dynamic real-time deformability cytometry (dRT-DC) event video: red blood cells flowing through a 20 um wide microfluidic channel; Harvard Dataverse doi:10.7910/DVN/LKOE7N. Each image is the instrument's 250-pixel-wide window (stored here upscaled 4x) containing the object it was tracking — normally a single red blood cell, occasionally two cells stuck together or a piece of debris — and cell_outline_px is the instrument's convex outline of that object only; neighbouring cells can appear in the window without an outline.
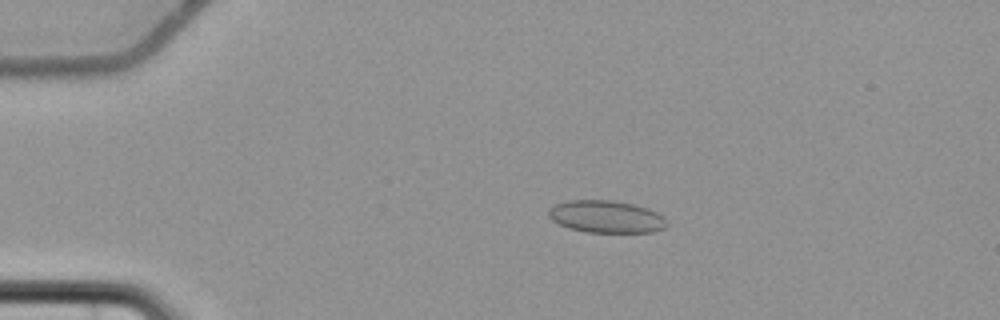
{"species": "common noctule bat (a hibernating species)", "species_latin": "Nyctalus noctula", "temperature_condition": "cold", "stored_images_in_passage": 59, "camera_frame_rate_fps": 3000, "um_per_image_px": 0.085, "animal": {"sex": "female", "body_mass_g": 22.7, "forearm_length_mm": 54.2}, "frame": {"image": 1, "passage_image": 14, "time_ms": 4.333, "image_size_px": [1000, 320], "cell_outline_px": [[668, 224], [664, 228], [652, 232], [588, 232], [568, 228], [552, 220], [548, 216], [548, 208], [556, 204], [568, 200], [612, 200], [632, 204], [648, 208], [664, 216], [668, 220]], "centroid_in_image_um": [51.53, 18.41], "position_along_channel_um": 33.5, "area_um2": 22.37}}
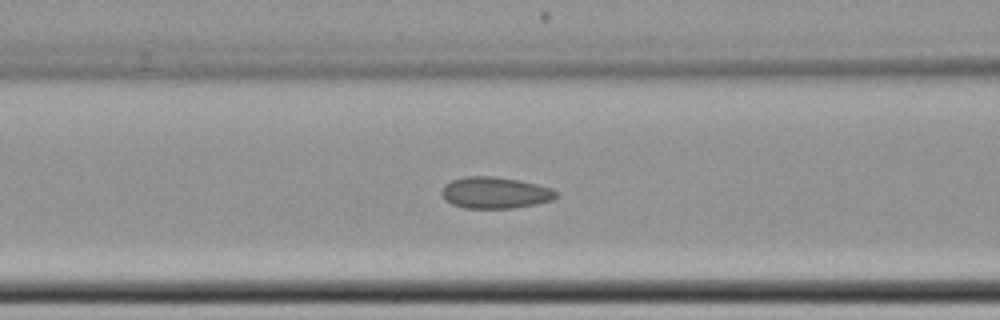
{"frame": {"image": 2, "passage_image": 26, "time_ms": 8.333, "image_size_px": [1000, 320], "cell_outline_px": [[556, 196], [552, 200], [536, 204], [512, 208], [464, 208], [452, 204], [444, 200], [440, 192], [444, 184], [452, 180], [464, 176], [496, 176], [520, 180], [552, 188], [556, 192]], "centroid_in_image_um": [42.04, 16.37], "position_along_channel_um": 124.6, "area_um2": 21.15}}
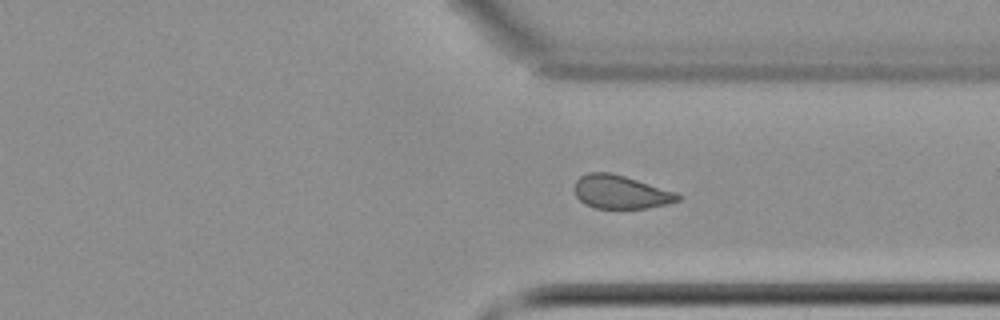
{"frame": {"image": 3, "passage_image": 45, "time_ms": 14.667, "image_size_px": [1000, 320], "cell_outline_px": [[684, 196], [680, 200], [648, 208], [596, 208], [584, 204], [576, 196], [572, 188], [576, 180], [580, 176], [588, 172], [612, 172], [676, 192]], "centroid_in_image_um": [52.73, 16.31], "position_along_channel_um": 358.7, "area_um2": 20.29}, "authors_computed_cell_mechanics": {"area_um2": 21.2126, "velocity_mm_per_s": 3.6867, "shape_relaxation_time_tau1_ms": null, "shape_relaxation_time_tau2_ms": 1.6249, "deformation_change_tau1": null, "deformation_change_tau2": 0.0727}}